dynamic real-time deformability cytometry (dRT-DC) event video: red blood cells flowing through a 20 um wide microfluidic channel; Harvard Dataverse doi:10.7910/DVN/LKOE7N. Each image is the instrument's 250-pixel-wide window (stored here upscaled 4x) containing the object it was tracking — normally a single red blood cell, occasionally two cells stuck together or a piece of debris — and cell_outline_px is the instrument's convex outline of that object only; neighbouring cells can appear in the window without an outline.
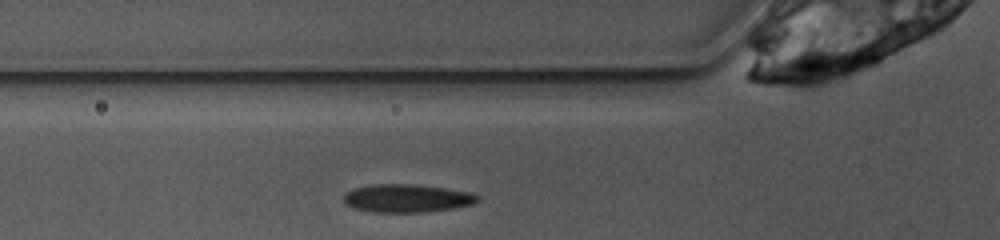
{"species": "common noctule bat (a hibernating species)", "species_latin": "Nyctalus noctula", "temperature_condition": "warm", "stored_images_in_passage": 22, "camera_frame_rate_fps": 3000, "um_per_image_px": 0.085, "animal": {"sex": "female", "body_mass_g": 10.0, "forearm_length_mm": 53.1}, "frame": {"image": 1, "passage_image": 2, "time_ms": 0.333, "image_size_px": [1000, 240], "cell_outline_px": [[480, 200], [472, 204], [452, 208], [420, 212], [372, 212], [352, 208], [344, 204], [344, 196], [352, 188], [368, 184], [412, 184], [444, 188], [472, 192], [480, 196]], "centroid_in_image_um": [34.56, 16.84], "position_along_channel_um": 91.2, "area_um2": 22.02}}
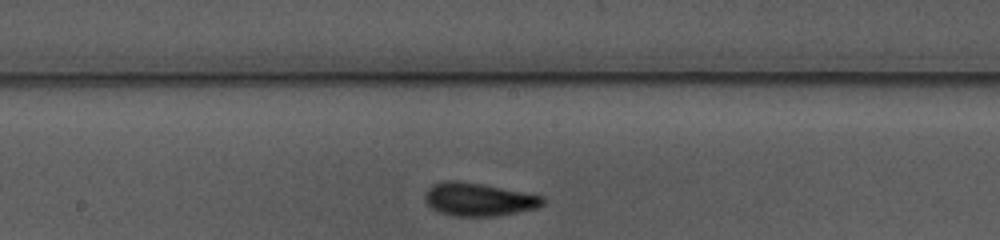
{"frame": {"image": 2, "passage_image": 11, "time_ms": 3.333, "image_size_px": [1000, 240], "cell_outline_px": [[544, 204], [536, 208], [496, 216], [452, 216], [440, 212], [432, 208], [424, 200], [424, 196], [428, 188], [432, 184], [444, 180], [456, 180], [480, 184], [544, 196]], "centroid_in_image_um": [40.65, 16.95], "position_along_channel_um": 207.6, "area_um2": 22.6}}
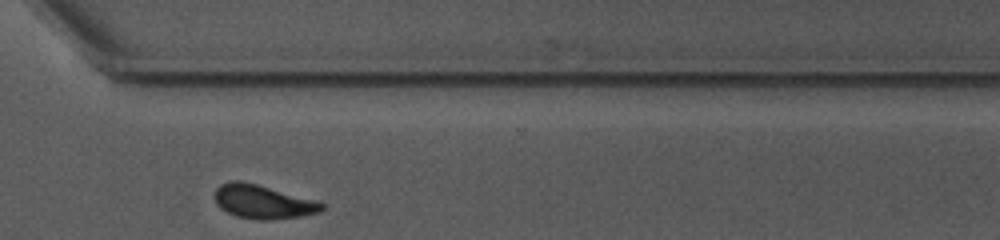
{"frame": {"image": 3, "passage_image": 22, "time_ms": 7.0, "image_size_px": [1000, 240], "cell_outline_px": [[324, 208], [320, 212], [300, 216], [272, 220], [264, 220], [236, 216], [220, 208], [216, 204], [216, 188], [220, 184], [232, 180], [240, 180], [320, 200], [324, 204]], "centroid_in_image_um": [22.39, 17.14], "position_along_channel_um": 348.2, "area_um2": 21.15}}